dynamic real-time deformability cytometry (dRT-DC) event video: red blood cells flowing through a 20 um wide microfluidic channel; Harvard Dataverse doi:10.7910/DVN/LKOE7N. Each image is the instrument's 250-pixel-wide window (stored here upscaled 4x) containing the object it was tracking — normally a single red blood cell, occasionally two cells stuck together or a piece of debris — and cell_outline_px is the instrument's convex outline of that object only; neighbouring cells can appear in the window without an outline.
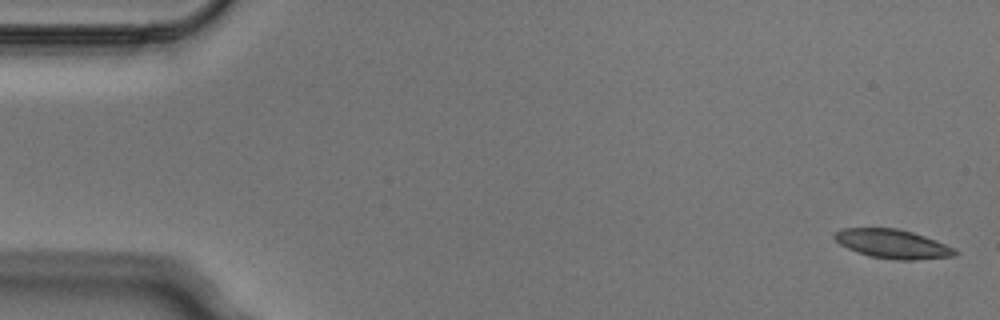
{"species": "Egyptian fruit bat (a non-hibernating species)", "species_latin": "Rousettus aegyptiacus", "temperature_condition": "cold", "stored_images_in_passage": 7, "camera_frame_rate_fps": 3000, "um_per_image_px": 0.085, "animal": {"sex": "male"}, "frame": {"image": 1, "passage_image": 1, "time_ms": 0.0, "image_size_px": [1000, 320], "cell_outline_px": [[960, 252], [956, 256], [916, 260], [900, 260], [872, 256], [856, 252], [840, 244], [832, 236], [836, 232], [844, 228], [896, 228], [912, 232], [936, 240]], "centroid_in_image_um": [75.89, 20.73], "position_along_channel_um": 9.1, "area_um2": 20.17}}
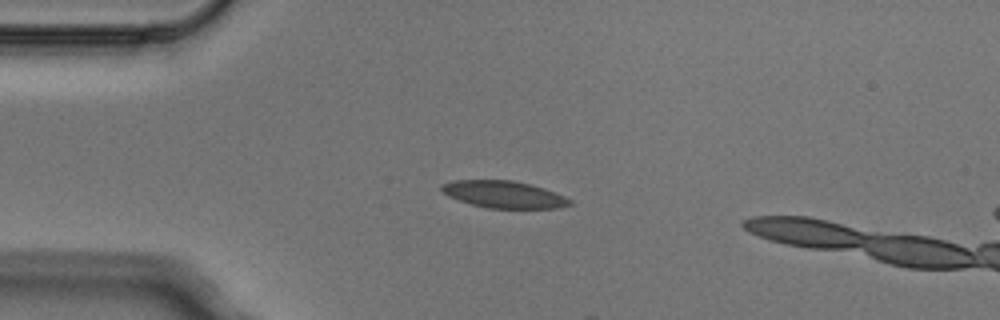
{"frame": {"image": 2, "passage_image": 4, "time_ms": 1.0, "image_size_px": [1000, 320], "cell_outline_px": [[572, 204], [560, 208], [488, 208], [472, 204], [448, 196], [440, 188], [440, 184], [452, 180], [512, 180], [532, 184], [544, 188], [564, 196], [572, 200]], "centroid_in_image_um": [42.84, 16.52], "position_along_channel_um": 42.2, "area_um2": 20.23}}